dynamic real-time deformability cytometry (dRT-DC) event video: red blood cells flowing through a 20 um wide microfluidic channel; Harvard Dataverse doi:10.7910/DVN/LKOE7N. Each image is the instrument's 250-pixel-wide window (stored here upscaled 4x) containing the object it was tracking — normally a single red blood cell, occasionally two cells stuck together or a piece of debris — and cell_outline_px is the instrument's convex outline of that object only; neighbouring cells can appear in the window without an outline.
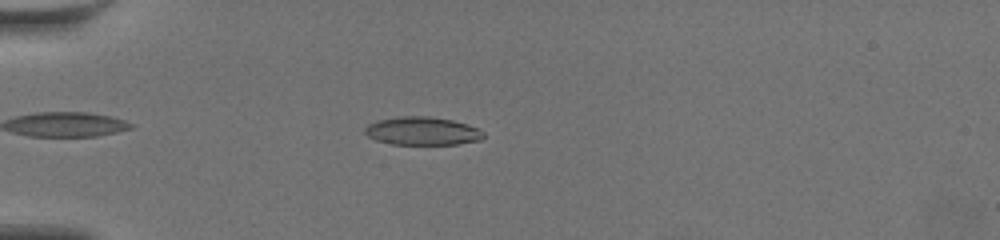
{"species": "common noctule bat (a hibernating species)", "species_latin": "Nyctalus noctula", "temperature_condition": "warm", "stored_images_in_passage": 52, "camera_frame_rate_fps": 3000, "um_per_image_px": 0.085, "animal": {"sex": "female", "body_mass_g": 19.5, "forearm_length_mm": 54.1}, "frame": {"image": 1, "passage_image": 11, "time_ms": 3.333, "image_size_px": [1000, 240], "cell_outline_px": [[484, 136], [480, 140], [456, 144], [392, 144], [376, 140], [368, 136], [364, 132], [364, 128], [368, 124], [376, 120], [404, 116], [428, 116], [452, 120], [480, 128], [484, 132]], "centroid_in_image_um": [35.89, 11.13], "position_along_channel_um": 49.1, "area_um2": 19.48}}
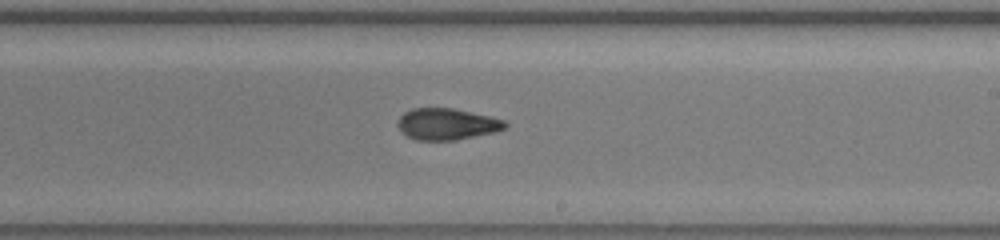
{"frame": {"image": 2, "passage_image": 30, "time_ms": 9.667, "image_size_px": [1000, 240], "cell_outline_px": [[508, 128], [496, 132], [456, 140], [416, 140], [400, 132], [396, 124], [400, 116], [404, 112], [412, 108], [452, 108], [492, 116], [504, 120], [508, 124]], "centroid_in_image_um": [38.0, 10.55], "position_along_channel_um": 251.0, "area_um2": 20.0}}
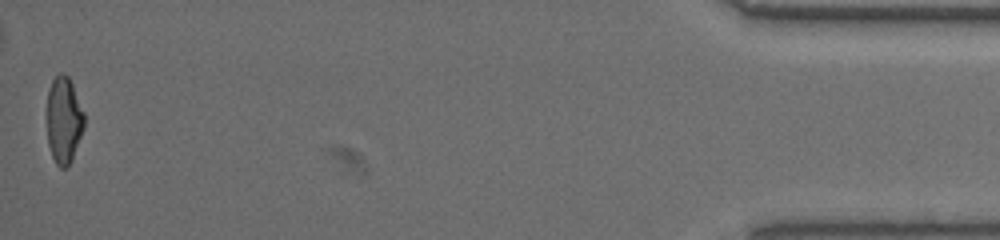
{"frame": {"image": 3, "passage_image": 52, "time_ms": 17.0, "image_size_px": [1000, 240], "cell_outline_px": [[84, 128], [72, 160], [68, 168], [60, 168], [56, 164], [52, 156], [48, 144], [48, 88], [52, 80], [60, 72], [64, 72], [68, 76], [72, 84], [84, 112]], "centroid_in_image_um": [5.44, 10.22], "position_along_channel_um": 429.8, "area_um2": 18.84}, "authors_computed_cell_mechanics": {"area_um2": 19.7676, "velocity_mm_per_s": 3.5849, "shape_relaxation_time_tau1_ms": 6.9112, "shape_relaxation_time_tau2_ms": 1.8108, "deformation_change_tau1": 0.2428, "deformation_change_tau2": 0.0903}}